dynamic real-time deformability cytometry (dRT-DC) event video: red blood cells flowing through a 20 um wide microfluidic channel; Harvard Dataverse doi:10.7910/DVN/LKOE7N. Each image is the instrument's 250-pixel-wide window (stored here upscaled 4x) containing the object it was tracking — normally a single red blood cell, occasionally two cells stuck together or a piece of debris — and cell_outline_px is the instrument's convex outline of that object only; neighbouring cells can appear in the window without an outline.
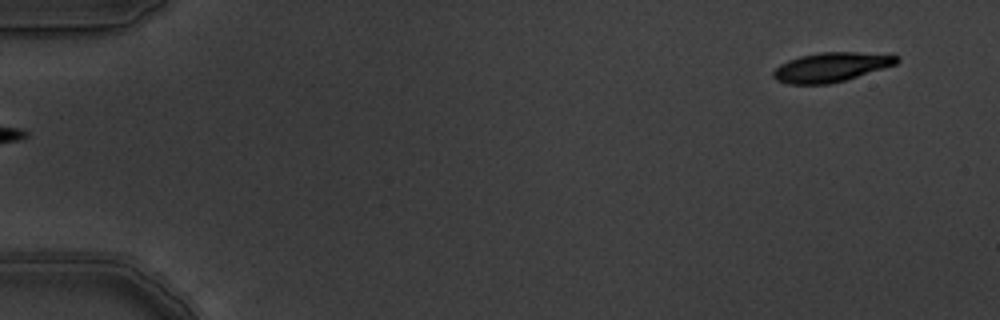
{"species": "common noctule bat (a hibernating species)", "species_latin": "Nyctalus noctula", "temperature_condition": "warm", "stored_images_in_passage": 6, "segment_of_instrument_passage": [2, 2], "camera_frame_rate_fps": 3000, "um_per_image_px": 0.085, "animal": {"sex": "male", "body_mass_g": 19.5, "forearm_length_mm": 54.6}, "frame": {"image": 1, "passage_image": 6, "time_ms": 1.667, "image_size_px": [1000, 320], "cell_outline_px": [[900, 60], [896, 64], [884, 68], [844, 80], [828, 84], [788, 84], [776, 80], [772, 76], [772, 72], [780, 64], [788, 60], [800, 56], [820, 52], [856, 52], [896, 56]], "centroid_in_image_um": [70.58, 5.71], "position_along_channel_um": 14.4, "area_um2": 20.87}}